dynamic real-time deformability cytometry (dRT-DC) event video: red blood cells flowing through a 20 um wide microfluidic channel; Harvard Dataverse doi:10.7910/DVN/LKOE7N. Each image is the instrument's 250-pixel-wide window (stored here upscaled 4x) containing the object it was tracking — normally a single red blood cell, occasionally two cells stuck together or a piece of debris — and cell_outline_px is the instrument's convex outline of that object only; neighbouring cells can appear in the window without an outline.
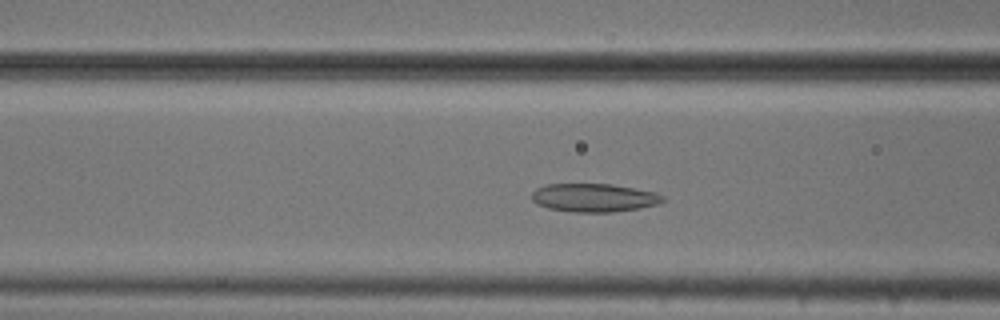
{"species": "common noctule bat (a hibernating species)", "species_latin": "Nyctalus noctula", "temperature_condition": "cold", "stored_images_in_passage": 49, "camera_frame_rate_fps": 3000, "um_per_image_px": 0.085, "animal": {"sex": "male", "body_mass_g": 20.5, "forearm_length_mm": 52.5}, "frame": {"image": 1, "passage_image": 16, "time_ms": 5.0, "image_size_px": [1000, 320], "cell_outline_px": [[664, 200], [660, 204], [640, 208], [612, 212], [572, 212], [548, 208], [536, 204], [532, 200], [532, 192], [536, 188], [548, 184], [612, 184], [656, 192], [664, 196]], "centroid_in_image_um": [50.5, 16.81], "position_along_channel_um": 116.1, "area_um2": 21.79}}
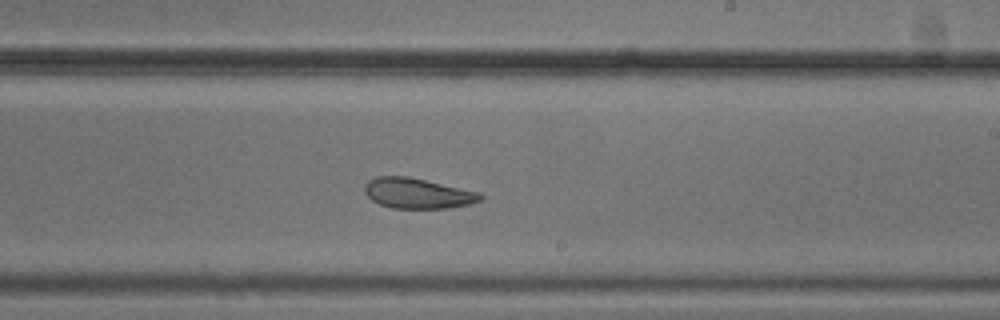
{"frame": {"image": 2, "passage_image": 27, "time_ms": 8.667, "image_size_px": [1000, 320], "cell_outline_px": [[484, 196], [480, 200], [468, 204], [448, 208], [392, 208], [380, 204], [372, 200], [364, 192], [364, 184], [368, 180], [376, 176], [408, 176], [480, 192]], "centroid_in_image_um": [35.47, 16.42], "position_along_channel_um": 253.5, "area_um2": 20.46}}
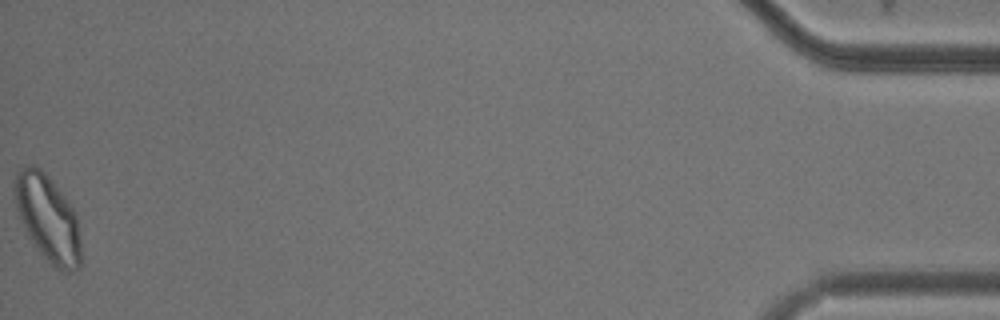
{"frame": {"image": 3, "passage_image": 49, "time_ms": 16.0, "image_size_px": [1000, 320], "cell_outline_px": [[80, 268], [72, 272], [68, 272], [56, 268], [36, 248], [28, 236], [16, 212], [12, 192], [12, 184], [16, 172], [24, 164], [36, 164], [48, 176], [68, 200], [76, 216], [80, 240]], "centroid_in_image_um": [4.0, 18.49], "position_along_channel_um": 431.2, "area_um2": 33.81}, "authors_computed_cell_mechanics": {"area_um2": 24.4494, "velocity_mm_per_s": 3.7409, "shape_relaxation_time_tau1_ms": null, "shape_relaxation_time_tau2_ms": 2.6361, "deformation_change_tau1": null, "deformation_change_tau2": 0.0834}}